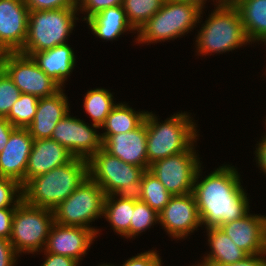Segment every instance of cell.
<instances>
[{
    "label": "cell",
    "mask_w": 266,
    "mask_h": 266,
    "mask_svg": "<svg viewBox=\"0 0 266 266\" xmlns=\"http://www.w3.org/2000/svg\"><path fill=\"white\" fill-rule=\"evenodd\" d=\"M197 171L193 194L201 224L207 228L238 220L249 212V199L240 182V175L231 165H223L205 176Z\"/></svg>",
    "instance_id": "cell-1"
},
{
    "label": "cell",
    "mask_w": 266,
    "mask_h": 266,
    "mask_svg": "<svg viewBox=\"0 0 266 266\" xmlns=\"http://www.w3.org/2000/svg\"><path fill=\"white\" fill-rule=\"evenodd\" d=\"M88 176V161L74 157L65 165L28 180L22 186V198L32 206L53 211Z\"/></svg>",
    "instance_id": "cell-2"
},
{
    "label": "cell",
    "mask_w": 266,
    "mask_h": 266,
    "mask_svg": "<svg viewBox=\"0 0 266 266\" xmlns=\"http://www.w3.org/2000/svg\"><path fill=\"white\" fill-rule=\"evenodd\" d=\"M188 113H174L165 122H158L152 112L146 114L148 170L152 163L187 151L198 136L196 123ZM160 123V124H159Z\"/></svg>",
    "instance_id": "cell-3"
},
{
    "label": "cell",
    "mask_w": 266,
    "mask_h": 266,
    "mask_svg": "<svg viewBox=\"0 0 266 266\" xmlns=\"http://www.w3.org/2000/svg\"><path fill=\"white\" fill-rule=\"evenodd\" d=\"M198 31L197 53L229 52L250 43L237 8L230 2L216 7ZM222 52V53H221Z\"/></svg>",
    "instance_id": "cell-4"
},
{
    "label": "cell",
    "mask_w": 266,
    "mask_h": 266,
    "mask_svg": "<svg viewBox=\"0 0 266 266\" xmlns=\"http://www.w3.org/2000/svg\"><path fill=\"white\" fill-rule=\"evenodd\" d=\"M77 11L78 8L29 11L27 36L19 53L31 57L34 53L66 44L78 19Z\"/></svg>",
    "instance_id": "cell-5"
},
{
    "label": "cell",
    "mask_w": 266,
    "mask_h": 266,
    "mask_svg": "<svg viewBox=\"0 0 266 266\" xmlns=\"http://www.w3.org/2000/svg\"><path fill=\"white\" fill-rule=\"evenodd\" d=\"M201 14L202 10L194 4L165 0L162 8L137 32L136 41L150 44L184 36L200 23Z\"/></svg>",
    "instance_id": "cell-6"
},
{
    "label": "cell",
    "mask_w": 266,
    "mask_h": 266,
    "mask_svg": "<svg viewBox=\"0 0 266 266\" xmlns=\"http://www.w3.org/2000/svg\"><path fill=\"white\" fill-rule=\"evenodd\" d=\"M52 210L32 206L22 200L16 207L9 238L16 254L44 250L52 225Z\"/></svg>",
    "instance_id": "cell-7"
},
{
    "label": "cell",
    "mask_w": 266,
    "mask_h": 266,
    "mask_svg": "<svg viewBox=\"0 0 266 266\" xmlns=\"http://www.w3.org/2000/svg\"><path fill=\"white\" fill-rule=\"evenodd\" d=\"M146 170L125 163L101 148L88 160V175L104 191L105 195H136Z\"/></svg>",
    "instance_id": "cell-8"
},
{
    "label": "cell",
    "mask_w": 266,
    "mask_h": 266,
    "mask_svg": "<svg viewBox=\"0 0 266 266\" xmlns=\"http://www.w3.org/2000/svg\"><path fill=\"white\" fill-rule=\"evenodd\" d=\"M105 193L89 176L75 191L54 210L56 223L98 230L90 227V222L103 216Z\"/></svg>",
    "instance_id": "cell-9"
},
{
    "label": "cell",
    "mask_w": 266,
    "mask_h": 266,
    "mask_svg": "<svg viewBox=\"0 0 266 266\" xmlns=\"http://www.w3.org/2000/svg\"><path fill=\"white\" fill-rule=\"evenodd\" d=\"M194 149L193 144L187 151L158 160L149 167V171L172 196L193 192L195 177L201 166Z\"/></svg>",
    "instance_id": "cell-10"
},
{
    "label": "cell",
    "mask_w": 266,
    "mask_h": 266,
    "mask_svg": "<svg viewBox=\"0 0 266 266\" xmlns=\"http://www.w3.org/2000/svg\"><path fill=\"white\" fill-rule=\"evenodd\" d=\"M3 70L23 94L43 98L52 96L61 89L32 57L19 52L5 53Z\"/></svg>",
    "instance_id": "cell-11"
},
{
    "label": "cell",
    "mask_w": 266,
    "mask_h": 266,
    "mask_svg": "<svg viewBox=\"0 0 266 266\" xmlns=\"http://www.w3.org/2000/svg\"><path fill=\"white\" fill-rule=\"evenodd\" d=\"M92 127L83 120L71 117L69 112L58 122L51 135L65 147L74 157L89 160L102 148L101 134H97L98 125Z\"/></svg>",
    "instance_id": "cell-12"
},
{
    "label": "cell",
    "mask_w": 266,
    "mask_h": 266,
    "mask_svg": "<svg viewBox=\"0 0 266 266\" xmlns=\"http://www.w3.org/2000/svg\"><path fill=\"white\" fill-rule=\"evenodd\" d=\"M159 223L175 239H184L202 226L193 192L172 196L159 214Z\"/></svg>",
    "instance_id": "cell-13"
},
{
    "label": "cell",
    "mask_w": 266,
    "mask_h": 266,
    "mask_svg": "<svg viewBox=\"0 0 266 266\" xmlns=\"http://www.w3.org/2000/svg\"><path fill=\"white\" fill-rule=\"evenodd\" d=\"M29 9L26 0H0V48L20 52L27 36Z\"/></svg>",
    "instance_id": "cell-14"
},
{
    "label": "cell",
    "mask_w": 266,
    "mask_h": 266,
    "mask_svg": "<svg viewBox=\"0 0 266 266\" xmlns=\"http://www.w3.org/2000/svg\"><path fill=\"white\" fill-rule=\"evenodd\" d=\"M219 228L248 255L266 254L265 215L248 212L242 218L224 223Z\"/></svg>",
    "instance_id": "cell-15"
},
{
    "label": "cell",
    "mask_w": 266,
    "mask_h": 266,
    "mask_svg": "<svg viewBox=\"0 0 266 266\" xmlns=\"http://www.w3.org/2000/svg\"><path fill=\"white\" fill-rule=\"evenodd\" d=\"M102 148L125 163L148 170L146 117L135 130L114 135H101Z\"/></svg>",
    "instance_id": "cell-16"
},
{
    "label": "cell",
    "mask_w": 266,
    "mask_h": 266,
    "mask_svg": "<svg viewBox=\"0 0 266 266\" xmlns=\"http://www.w3.org/2000/svg\"><path fill=\"white\" fill-rule=\"evenodd\" d=\"M97 234L88 228L54 223L47 238L44 251L74 258L79 262L90 248Z\"/></svg>",
    "instance_id": "cell-17"
},
{
    "label": "cell",
    "mask_w": 266,
    "mask_h": 266,
    "mask_svg": "<svg viewBox=\"0 0 266 266\" xmlns=\"http://www.w3.org/2000/svg\"><path fill=\"white\" fill-rule=\"evenodd\" d=\"M33 140L27 128H15L11 132L0 153V177L14 179L22 186L25 184V171Z\"/></svg>",
    "instance_id": "cell-18"
},
{
    "label": "cell",
    "mask_w": 266,
    "mask_h": 266,
    "mask_svg": "<svg viewBox=\"0 0 266 266\" xmlns=\"http://www.w3.org/2000/svg\"><path fill=\"white\" fill-rule=\"evenodd\" d=\"M74 156L52 139H34L25 171V183L33 177L45 174L65 165Z\"/></svg>",
    "instance_id": "cell-19"
},
{
    "label": "cell",
    "mask_w": 266,
    "mask_h": 266,
    "mask_svg": "<svg viewBox=\"0 0 266 266\" xmlns=\"http://www.w3.org/2000/svg\"><path fill=\"white\" fill-rule=\"evenodd\" d=\"M61 88L54 95L39 98L37 112L27 127L33 139H50L55 126L68 113V97Z\"/></svg>",
    "instance_id": "cell-20"
},
{
    "label": "cell",
    "mask_w": 266,
    "mask_h": 266,
    "mask_svg": "<svg viewBox=\"0 0 266 266\" xmlns=\"http://www.w3.org/2000/svg\"><path fill=\"white\" fill-rule=\"evenodd\" d=\"M37 65L61 88L75 66V55L68 44L58 45L52 49L34 53Z\"/></svg>",
    "instance_id": "cell-21"
},
{
    "label": "cell",
    "mask_w": 266,
    "mask_h": 266,
    "mask_svg": "<svg viewBox=\"0 0 266 266\" xmlns=\"http://www.w3.org/2000/svg\"><path fill=\"white\" fill-rule=\"evenodd\" d=\"M206 231L208 233V243L211 251L204 257V260L201 261V263L195 266L233 264L242 261L249 256L245 251L238 248V246L235 245L219 227H210L207 228Z\"/></svg>",
    "instance_id": "cell-22"
},
{
    "label": "cell",
    "mask_w": 266,
    "mask_h": 266,
    "mask_svg": "<svg viewBox=\"0 0 266 266\" xmlns=\"http://www.w3.org/2000/svg\"><path fill=\"white\" fill-rule=\"evenodd\" d=\"M237 8L249 41L266 44V0H231Z\"/></svg>",
    "instance_id": "cell-23"
},
{
    "label": "cell",
    "mask_w": 266,
    "mask_h": 266,
    "mask_svg": "<svg viewBox=\"0 0 266 266\" xmlns=\"http://www.w3.org/2000/svg\"><path fill=\"white\" fill-rule=\"evenodd\" d=\"M134 205L135 195L112 194L106 195L104 200L103 216L118 235L127 239L130 238V223Z\"/></svg>",
    "instance_id": "cell-24"
},
{
    "label": "cell",
    "mask_w": 266,
    "mask_h": 266,
    "mask_svg": "<svg viewBox=\"0 0 266 266\" xmlns=\"http://www.w3.org/2000/svg\"><path fill=\"white\" fill-rule=\"evenodd\" d=\"M92 32L104 40H115L126 31H135L128 23L122 5L107 8L88 19Z\"/></svg>",
    "instance_id": "cell-25"
},
{
    "label": "cell",
    "mask_w": 266,
    "mask_h": 266,
    "mask_svg": "<svg viewBox=\"0 0 266 266\" xmlns=\"http://www.w3.org/2000/svg\"><path fill=\"white\" fill-rule=\"evenodd\" d=\"M146 111H134L132 107L127 104H116L105 122L100 128H104L106 131L101 135H114L118 133H127L138 128L145 120Z\"/></svg>",
    "instance_id": "cell-26"
},
{
    "label": "cell",
    "mask_w": 266,
    "mask_h": 266,
    "mask_svg": "<svg viewBox=\"0 0 266 266\" xmlns=\"http://www.w3.org/2000/svg\"><path fill=\"white\" fill-rule=\"evenodd\" d=\"M136 196L158 214H160L172 197L164 185L149 170L143 173Z\"/></svg>",
    "instance_id": "cell-27"
},
{
    "label": "cell",
    "mask_w": 266,
    "mask_h": 266,
    "mask_svg": "<svg viewBox=\"0 0 266 266\" xmlns=\"http://www.w3.org/2000/svg\"><path fill=\"white\" fill-rule=\"evenodd\" d=\"M113 98L112 93L103 88H96L87 92L84 97V109L91 117L94 125L101 127L105 122L112 108L116 105Z\"/></svg>",
    "instance_id": "cell-28"
},
{
    "label": "cell",
    "mask_w": 266,
    "mask_h": 266,
    "mask_svg": "<svg viewBox=\"0 0 266 266\" xmlns=\"http://www.w3.org/2000/svg\"><path fill=\"white\" fill-rule=\"evenodd\" d=\"M164 2L165 0H123L122 6L128 23L138 32L162 8Z\"/></svg>",
    "instance_id": "cell-29"
},
{
    "label": "cell",
    "mask_w": 266,
    "mask_h": 266,
    "mask_svg": "<svg viewBox=\"0 0 266 266\" xmlns=\"http://www.w3.org/2000/svg\"><path fill=\"white\" fill-rule=\"evenodd\" d=\"M39 98L21 93L5 117L15 128H27L37 112Z\"/></svg>",
    "instance_id": "cell-30"
},
{
    "label": "cell",
    "mask_w": 266,
    "mask_h": 266,
    "mask_svg": "<svg viewBox=\"0 0 266 266\" xmlns=\"http://www.w3.org/2000/svg\"><path fill=\"white\" fill-rule=\"evenodd\" d=\"M159 223V214L150 208L145 202L141 201L135 195L134 212L130 223V238L138 236L148 228Z\"/></svg>",
    "instance_id": "cell-31"
},
{
    "label": "cell",
    "mask_w": 266,
    "mask_h": 266,
    "mask_svg": "<svg viewBox=\"0 0 266 266\" xmlns=\"http://www.w3.org/2000/svg\"><path fill=\"white\" fill-rule=\"evenodd\" d=\"M20 95L19 88L2 69L0 71V117H6L8 115L11 107Z\"/></svg>",
    "instance_id": "cell-32"
},
{
    "label": "cell",
    "mask_w": 266,
    "mask_h": 266,
    "mask_svg": "<svg viewBox=\"0 0 266 266\" xmlns=\"http://www.w3.org/2000/svg\"><path fill=\"white\" fill-rule=\"evenodd\" d=\"M22 193V185L19 182L11 178L0 177V209L16 208L23 200Z\"/></svg>",
    "instance_id": "cell-33"
},
{
    "label": "cell",
    "mask_w": 266,
    "mask_h": 266,
    "mask_svg": "<svg viewBox=\"0 0 266 266\" xmlns=\"http://www.w3.org/2000/svg\"><path fill=\"white\" fill-rule=\"evenodd\" d=\"M123 0H79L78 10L85 12L87 16L83 18L84 21L92 18L101 11L122 5Z\"/></svg>",
    "instance_id": "cell-34"
},
{
    "label": "cell",
    "mask_w": 266,
    "mask_h": 266,
    "mask_svg": "<svg viewBox=\"0 0 266 266\" xmlns=\"http://www.w3.org/2000/svg\"><path fill=\"white\" fill-rule=\"evenodd\" d=\"M29 11L78 8L79 0H26Z\"/></svg>",
    "instance_id": "cell-35"
},
{
    "label": "cell",
    "mask_w": 266,
    "mask_h": 266,
    "mask_svg": "<svg viewBox=\"0 0 266 266\" xmlns=\"http://www.w3.org/2000/svg\"><path fill=\"white\" fill-rule=\"evenodd\" d=\"M161 262L158 253L151 250L129 258L122 266H162Z\"/></svg>",
    "instance_id": "cell-36"
},
{
    "label": "cell",
    "mask_w": 266,
    "mask_h": 266,
    "mask_svg": "<svg viewBox=\"0 0 266 266\" xmlns=\"http://www.w3.org/2000/svg\"><path fill=\"white\" fill-rule=\"evenodd\" d=\"M17 256L10 241L0 237V266H15Z\"/></svg>",
    "instance_id": "cell-37"
},
{
    "label": "cell",
    "mask_w": 266,
    "mask_h": 266,
    "mask_svg": "<svg viewBox=\"0 0 266 266\" xmlns=\"http://www.w3.org/2000/svg\"><path fill=\"white\" fill-rule=\"evenodd\" d=\"M16 208L0 209V237L9 240Z\"/></svg>",
    "instance_id": "cell-38"
},
{
    "label": "cell",
    "mask_w": 266,
    "mask_h": 266,
    "mask_svg": "<svg viewBox=\"0 0 266 266\" xmlns=\"http://www.w3.org/2000/svg\"><path fill=\"white\" fill-rule=\"evenodd\" d=\"M46 255V260L43 262L41 266H78V261L74 258H69L63 255H57L53 253H47L44 251Z\"/></svg>",
    "instance_id": "cell-39"
},
{
    "label": "cell",
    "mask_w": 266,
    "mask_h": 266,
    "mask_svg": "<svg viewBox=\"0 0 266 266\" xmlns=\"http://www.w3.org/2000/svg\"><path fill=\"white\" fill-rule=\"evenodd\" d=\"M266 254L249 255L233 264H211L210 266H266Z\"/></svg>",
    "instance_id": "cell-40"
},
{
    "label": "cell",
    "mask_w": 266,
    "mask_h": 266,
    "mask_svg": "<svg viewBox=\"0 0 266 266\" xmlns=\"http://www.w3.org/2000/svg\"><path fill=\"white\" fill-rule=\"evenodd\" d=\"M15 127L5 118L0 117V153L6 146L9 136Z\"/></svg>",
    "instance_id": "cell-41"
},
{
    "label": "cell",
    "mask_w": 266,
    "mask_h": 266,
    "mask_svg": "<svg viewBox=\"0 0 266 266\" xmlns=\"http://www.w3.org/2000/svg\"><path fill=\"white\" fill-rule=\"evenodd\" d=\"M257 145L258 147L255 150V159H257L256 161L261 168L260 170L266 174V135L262 137V141H260Z\"/></svg>",
    "instance_id": "cell-42"
},
{
    "label": "cell",
    "mask_w": 266,
    "mask_h": 266,
    "mask_svg": "<svg viewBox=\"0 0 266 266\" xmlns=\"http://www.w3.org/2000/svg\"><path fill=\"white\" fill-rule=\"evenodd\" d=\"M175 1H182V2L194 4L203 11V8H204L203 6L207 0H175ZM230 2H231V0H216L217 5H215V6H217V7L224 6V5L229 4Z\"/></svg>",
    "instance_id": "cell-43"
},
{
    "label": "cell",
    "mask_w": 266,
    "mask_h": 266,
    "mask_svg": "<svg viewBox=\"0 0 266 266\" xmlns=\"http://www.w3.org/2000/svg\"><path fill=\"white\" fill-rule=\"evenodd\" d=\"M4 56H5V52L0 48V71L3 69Z\"/></svg>",
    "instance_id": "cell-44"
},
{
    "label": "cell",
    "mask_w": 266,
    "mask_h": 266,
    "mask_svg": "<svg viewBox=\"0 0 266 266\" xmlns=\"http://www.w3.org/2000/svg\"><path fill=\"white\" fill-rule=\"evenodd\" d=\"M99 266V265H98ZM100 266H114V265H108V264H102V265H100Z\"/></svg>",
    "instance_id": "cell-45"
}]
</instances>
